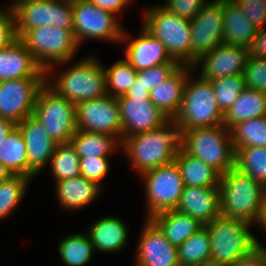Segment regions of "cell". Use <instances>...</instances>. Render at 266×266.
I'll return each mask as SVG.
<instances>
[{"instance_id": "cell-1", "label": "cell", "mask_w": 266, "mask_h": 266, "mask_svg": "<svg viewBox=\"0 0 266 266\" xmlns=\"http://www.w3.org/2000/svg\"><path fill=\"white\" fill-rule=\"evenodd\" d=\"M182 142L181 127L169 120L161 128L123 138L120 150L140 176L145 171L173 162L182 150Z\"/></svg>"}, {"instance_id": "cell-2", "label": "cell", "mask_w": 266, "mask_h": 266, "mask_svg": "<svg viewBox=\"0 0 266 266\" xmlns=\"http://www.w3.org/2000/svg\"><path fill=\"white\" fill-rule=\"evenodd\" d=\"M99 60L90 54L61 72L53 65L45 71V84L57 95L75 104L102 97L107 94L106 73L104 64Z\"/></svg>"}, {"instance_id": "cell-3", "label": "cell", "mask_w": 266, "mask_h": 266, "mask_svg": "<svg viewBox=\"0 0 266 266\" xmlns=\"http://www.w3.org/2000/svg\"><path fill=\"white\" fill-rule=\"evenodd\" d=\"M220 213L226 218L258 223L266 188L235 167L220 177Z\"/></svg>"}, {"instance_id": "cell-4", "label": "cell", "mask_w": 266, "mask_h": 266, "mask_svg": "<svg viewBox=\"0 0 266 266\" xmlns=\"http://www.w3.org/2000/svg\"><path fill=\"white\" fill-rule=\"evenodd\" d=\"M194 72L188 75L180 110L173 119L182 132L223 124L224 114L218 108L211 81L194 77Z\"/></svg>"}, {"instance_id": "cell-5", "label": "cell", "mask_w": 266, "mask_h": 266, "mask_svg": "<svg viewBox=\"0 0 266 266\" xmlns=\"http://www.w3.org/2000/svg\"><path fill=\"white\" fill-rule=\"evenodd\" d=\"M210 244V260L231 265L258 247L259 240L252 234V225L245 220L220 216L204 225Z\"/></svg>"}, {"instance_id": "cell-6", "label": "cell", "mask_w": 266, "mask_h": 266, "mask_svg": "<svg viewBox=\"0 0 266 266\" xmlns=\"http://www.w3.org/2000/svg\"><path fill=\"white\" fill-rule=\"evenodd\" d=\"M19 39L45 71L53 65L57 69L60 65L62 67L68 63L70 65L80 47L74 37L73 29L55 26L29 29Z\"/></svg>"}, {"instance_id": "cell-7", "label": "cell", "mask_w": 266, "mask_h": 266, "mask_svg": "<svg viewBox=\"0 0 266 266\" xmlns=\"http://www.w3.org/2000/svg\"><path fill=\"white\" fill-rule=\"evenodd\" d=\"M149 6L144 10L142 27L159 39L173 60L191 66L190 20L165 10L162 6Z\"/></svg>"}, {"instance_id": "cell-8", "label": "cell", "mask_w": 266, "mask_h": 266, "mask_svg": "<svg viewBox=\"0 0 266 266\" xmlns=\"http://www.w3.org/2000/svg\"><path fill=\"white\" fill-rule=\"evenodd\" d=\"M182 149L221 175L234 168L231 131L223 124L183 131Z\"/></svg>"}, {"instance_id": "cell-9", "label": "cell", "mask_w": 266, "mask_h": 266, "mask_svg": "<svg viewBox=\"0 0 266 266\" xmlns=\"http://www.w3.org/2000/svg\"><path fill=\"white\" fill-rule=\"evenodd\" d=\"M33 117L57 144L70 142L76 125V104L57 95L46 84L39 90Z\"/></svg>"}, {"instance_id": "cell-10", "label": "cell", "mask_w": 266, "mask_h": 266, "mask_svg": "<svg viewBox=\"0 0 266 266\" xmlns=\"http://www.w3.org/2000/svg\"><path fill=\"white\" fill-rule=\"evenodd\" d=\"M138 177L143 181L147 199L145 219L177 208L184 183L175 161L145 171Z\"/></svg>"}, {"instance_id": "cell-11", "label": "cell", "mask_w": 266, "mask_h": 266, "mask_svg": "<svg viewBox=\"0 0 266 266\" xmlns=\"http://www.w3.org/2000/svg\"><path fill=\"white\" fill-rule=\"evenodd\" d=\"M117 20L88 0L73 1V34L79 46L88 39L120 43L124 28Z\"/></svg>"}, {"instance_id": "cell-12", "label": "cell", "mask_w": 266, "mask_h": 266, "mask_svg": "<svg viewBox=\"0 0 266 266\" xmlns=\"http://www.w3.org/2000/svg\"><path fill=\"white\" fill-rule=\"evenodd\" d=\"M14 12L17 38L29 29L43 26L73 29L72 1L31 0L17 5Z\"/></svg>"}, {"instance_id": "cell-13", "label": "cell", "mask_w": 266, "mask_h": 266, "mask_svg": "<svg viewBox=\"0 0 266 266\" xmlns=\"http://www.w3.org/2000/svg\"><path fill=\"white\" fill-rule=\"evenodd\" d=\"M45 85V70L35 77L0 82V116L18 124L33 115L39 90Z\"/></svg>"}, {"instance_id": "cell-14", "label": "cell", "mask_w": 266, "mask_h": 266, "mask_svg": "<svg viewBox=\"0 0 266 266\" xmlns=\"http://www.w3.org/2000/svg\"><path fill=\"white\" fill-rule=\"evenodd\" d=\"M77 130L96 132L122 141L118 99L108 94L76 104Z\"/></svg>"}, {"instance_id": "cell-15", "label": "cell", "mask_w": 266, "mask_h": 266, "mask_svg": "<svg viewBox=\"0 0 266 266\" xmlns=\"http://www.w3.org/2000/svg\"><path fill=\"white\" fill-rule=\"evenodd\" d=\"M223 0H210L190 20L191 66L204 54L223 43Z\"/></svg>"}, {"instance_id": "cell-16", "label": "cell", "mask_w": 266, "mask_h": 266, "mask_svg": "<svg viewBox=\"0 0 266 266\" xmlns=\"http://www.w3.org/2000/svg\"><path fill=\"white\" fill-rule=\"evenodd\" d=\"M135 250V266H180L177 247L172 245L160 228L145 219Z\"/></svg>"}, {"instance_id": "cell-17", "label": "cell", "mask_w": 266, "mask_h": 266, "mask_svg": "<svg viewBox=\"0 0 266 266\" xmlns=\"http://www.w3.org/2000/svg\"><path fill=\"white\" fill-rule=\"evenodd\" d=\"M248 57V48L222 43L204 54L192 67L194 71L200 69L198 74L202 79L211 81L243 73Z\"/></svg>"}, {"instance_id": "cell-18", "label": "cell", "mask_w": 266, "mask_h": 266, "mask_svg": "<svg viewBox=\"0 0 266 266\" xmlns=\"http://www.w3.org/2000/svg\"><path fill=\"white\" fill-rule=\"evenodd\" d=\"M117 99L122 121V139L161 128L170 120L150 101V98Z\"/></svg>"}, {"instance_id": "cell-19", "label": "cell", "mask_w": 266, "mask_h": 266, "mask_svg": "<svg viewBox=\"0 0 266 266\" xmlns=\"http://www.w3.org/2000/svg\"><path fill=\"white\" fill-rule=\"evenodd\" d=\"M139 36L132 39L125 28L120 44L126 42L125 60H127L136 71L152 68L165 63H179L173 60L165 45L156 37L152 36L143 27L140 28ZM131 37V38H128Z\"/></svg>"}, {"instance_id": "cell-20", "label": "cell", "mask_w": 266, "mask_h": 266, "mask_svg": "<svg viewBox=\"0 0 266 266\" xmlns=\"http://www.w3.org/2000/svg\"><path fill=\"white\" fill-rule=\"evenodd\" d=\"M22 132L27 147L29 178L34 180L47 166L57 143H55L45 131V128L29 116L17 124Z\"/></svg>"}, {"instance_id": "cell-21", "label": "cell", "mask_w": 266, "mask_h": 266, "mask_svg": "<svg viewBox=\"0 0 266 266\" xmlns=\"http://www.w3.org/2000/svg\"><path fill=\"white\" fill-rule=\"evenodd\" d=\"M177 211L205 225L221 216L219 187L184 186Z\"/></svg>"}, {"instance_id": "cell-22", "label": "cell", "mask_w": 266, "mask_h": 266, "mask_svg": "<svg viewBox=\"0 0 266 266\" xmlns=\"http://www.w3.org/2000/svg\"><path fill=\"white\" fill-rule=\"evenodd\" d=\"M126 222L117 216L107 215L95 219L86 232L88 233L95 252L117 253L128 244L129 230Z\"/></svg>"}, {"instance_id": "cell-23", "label": "cell", "mask_w": 266, "mask_h": 266, "mask_svg": "<svg viewBox=\"0 0 266 266\" xmlns=\"http://www.w3.org/2000/svg\"><path fill=\"white\" fill-rule=\"evenodd\" d=\"M41 70L42 68L19 38L0 49V82L32 78Z\"/></svg>"}, {"instance_id": "cell-24", "label": "cell", "mask_w": 266, "mask_h": 266, "mask_svg": "<svg viewBox=\"0 0 266 266\" xmlns=\"http://www.w3.org/2000/svg\"><path fill=\"white\" fill-rule=\"evenodd\" d=\"M192 66L182 65L171 77L150 91V101L170 120L178 114Z\"/></svg>"}, {"instance_id": "cell-25", "label": "cell", "mask_w": 266, "mask_h": 266, "mask_svg": "<svg viewBox=\"0 0 266 266\" xmlns=\"http://www.w3.org/2000/svg\"><path fill=\"white\" fill-rule=\"evenodd\" d=\"M55 194L60 207L65 210L76 211L91 205L103 190L95 182L83 176L55 182Z\"/></svg>"}, {"instance_id": "cell-26", "label": "cell", "mask_w": 266, "mask_h": 266, "mask_svg": "<svg viewBox=\"0 0 266 266\" xmlns=\"http://www.w3.org/2000/svg\"><path fill=\"white\" fill-rule=\"evenodd\" d=\"M223 43L248 48L258 28L233 0H223Z\"/></svg>"}, {"instance_id": "cell-27", "label": "cell", "mask_w": 266, "mask_h": 266, "mask_svg": "<svg viewBox=\"0 0 266 266\" xmlns=\"http://www.w3.org/2000/svg\"><path fill=\"white\" fill-rule=\"evenodd\" d=\"M174 246H180L204 225L197 219L175 210L164 211L150 218Z\"/></svg>"}, {"instance_id": "cell-28", "label": "cell", "mask_w": 266, "mask_h": 266, "mask_svg": "<svg viewBox=\"0 0 266 266\" xmlns=\"http://www.w3.org/2000/svg\"><path fill=\"white\" fill-rule=\"evenodd\" d=\"M174 161L180 170L184 186L219 187L221 174L183 149L176 155Z\"/></svg>"}, {"instance_id": "cell-29", "label": "cell", "mask_w": 266, "mask_h": 266, "mask_svg": "<svg viewBox=\"0 0 266 266\" xmlns=\"http://www.w3.org/2000/svg\"><path fill=\"white\" fill-rule=\"evenodd\" d=\"M266 116V93L245 88L224 114L223 125L231 129L237 123Z\"/></svg>"}, {"instance_id": "cell-30", "label": "cell", "mask_w": 266, "mask_h": 266, "mask_svg": "<svg viewBox=\"0 0 266 266\" xmlns=\"http://www.w3.org/2000/svg\"><path fill=\"white\" fill-rule=\"evenodd\" d=\"M0 162L13 174L29 177L25 140L15 125L0 144Z\"/></svg>"}, {"instance_id": "cell-31", "label": "cell", "mask_w": 266, "mask_h": 266, "mask_svg": "<svg viewBox=\"0 0 266 266\" xmlns=\"http://www.w3.org/2000/svg\"><path fill=\"white\" fill-rule=\"evenodd\" d=\"M70 142L79 158L109 157L116 149H121V142L112 135L82 130H76Z\"/></svg>"}, {"instance_id": "cell-32", "label": "cell", "mask_w": 266, "mask_h": 266, "mask_svg": "<svg viewBox=\"0 0 266 266\" xmlns=\"http://www.w3.org/2000/svg\"><path fill=\"white\" fill-rule=\"evenodd\" d=\"M60 259L65 266H86L95 255L94 246L86 231L67 234L58 246Z\"/></svg>"}, {"instance_id": "cell-33", "label": "cell", "mask_w": 266, "mask_h": 266, "mask_svg": "<svg viewBox=\"0 0 266 266\" xmlns=\"http://www.w3.org/2000/svg\"><path fill=\"white\" fill-rule=\"evenodd\" d=\"M180 266H200L211 258V244L207 228L203 226L177 247Z\"/></svg>"}, {"instance_id": "cell-34", "label": "cell", "mask_w": 266, "mask_h": 266, "mask_svg": "<svg viewBox=\"0 0 266 266\" xmlns=\"http://www.w3.org/2000/svg\"><path fill=\"white\" fill-rule=\"evenodd\" d=\"M234 151V167L266 188V147H241Z\"/></svg>"}, {"instance_id": "cell-35", "label": "cell", "mask_w": 266, "mask_h": 266, "mask_svg": "<svg viewBox=\"0 0 266 266\" xmlns=\"http://www.w3.org/2000/svg\"><path fill=\"white\" fill-rule=\"evenodd\" d=\"M48 167L54 182L81 175L80 158L71 142L57 144Z\"/></svg>"}, {"instance_id": "cell-36", "label": "cell", "mask_w": 266, "mask_h": 266, "mask_svg": "<svg viewBox=\"0 0 266 266\" xmlns=\"http://www.w3.org/2000/svg\"><path fill=\"white\" fill-rule=\"evenodd\" d=\"M230 131L233 148L266 147V116L241 121Z\"/></svg>"}, {"instance_id": "cell-37", "label": "cell", "mask_w": 266, "mask_h": 266, "mask_svg": "<svg viewBox=\"0 0 266 266\" xmlns=\"http://www.w3.org/2000/svg\"><path fill=\"white\" fill-rule=\"evenodd\" d=\"M32 180L23 175H12L0 183V220L16 211L27 194L28 185Z\"/></svg>"}, {"instance_id": "cell-38", "label": "cell", "mask_w": 266, "mask_h": 266, "mask_svg": "<svg viewBox=\"0 0 266 266\" xmlns=\"http://www.w3.org/2000/svg\"><path fill=\"white\" fill-rule=\"evenodd\" d=\"M104 69L107 94L114 98L124 96L137 77V71L123 58L115 61L110 67L104 65Z\"/></svg>"}, {"instance_id": "cell-39", "label": "cell", "mask_w": 266, "mask_h": 266, "mask_svg": "<svg viewBox=\"0 0 266 266\" xmlns=\"http://www.w3.org/2000/svg\"><path fill=\"white\" fill-rule=\"evenodd\" d=\"M218 108L225 114L246 88L243 73L211 80Z\"/></svg>"}, {"instance_id": "cell-40", "label": "cell", "mask_w": 266, "mask_h": 266, "mask_svg": "<svg viewBox=\"0 0 266 266\" xmlns=\"http://www.w3.org/2000/svg\"><path fill=\"white\" fill-rule=\"evenodd\" d=\"M243 77L247 88L266 93V58L248 57Z\"/></svg>"}, {"instance_id": "cell-41", "label": "cell", "mask_w": 266, "mask_h": 266, "mask_svg": "<svg viewBox=\"0 0 266 266\" xmlns=\"http://www.w3.org/2000/svg\"><path fill=\"white\" fill-rule=\"evenodd\" d=\"M109 157H85L80 158V171L81 176L95 182L102 189L105 187L102 180L109 173L110 161Z\"/></svg>"}, {"instance_id": "cell-42", "label": "cell", "mask_w": 266, "mask_h": 266, "mask_svg": "<svg viewBox=\"0 0 266 266\" xmlns=\"http://www.w3.org/2000/svg\"><path fill=\"white\" fill-rule=\"evenodd\" d=\"M182 65L180 63H165L152 68L137 71V81L146 87L150 92L155 86L159 85L171 77Z\"/></svg>"}, {"instance_id": "cell-43", "label": "cell", "mask_w": 266, "mask_h": 266, "mask_svg": "<svg viewBox=\"0 0 266 266\" xmlns=\"http://www.w3.org/2000/svg\"><path fill=\"white\" fill-rule=\"evenodd\" d=\"M210 0H165L159 4L168 12L186 19H193Z\"/></svg>"}, {"instance_id": "cell-44", "label": "cell", "mask_w": 266, "mask_h": 266, "mask_svg": "<svg viewBox=\"0 0 266 266\" xmlns=\"http://www.w3.org/2000/svg\"><path fill=\"white\" fill-rule=\"evenodd\" d=\"M258 28L266 27V0H233Z\"/></svg>"}, {"instance_id": "cell-45", "label": "cell", "mask_w": 266, "mask_h": 266, "mask_svg": "<svg viewBox=\"0 0 266 266\" xmlns=\"http://www.w3.org/2000/svg\"><path fill=\"white\" fill-rule=\"evenodd\" d=\"M0 7V49L11 44L16 38L15 12L8 6Z\"/></svg>"}, {"instance_id": "cell-46", "label": "cell", "mask_w": 266, "mask_h": 266, "mask_svg": "<svg viewBox=\"0 0 266 266\" xmlns=\"http://www.w3.org/2000/svg\"><path fill=\"white\" fill-rule=\"evenodd\" d=\"M248 56L266 58V27L257 30L248 47Z\"/></svg>"}, {"instance_id": "cell-47", "label": "cell", "mask_w": 266, "mask_h": 266, "mask_svg": "<svg viewBox=\"0 0 266 266\" xmlns=\"http://www.w3.org/2000/svg\"><path fill=\"white\" fill-rule=\"evenodd\" d=\"M229 266H266V256L258 246L250 254Z\"/></svg>"}, {"instance_id": "cell-48", "label": "cell", "mask_w": 266, "mask_h": 266, "mask_svg": "<svg viewBox=\"0 0 266 266\" xmlns=\"http://www.w3.org/2000/svg\"><path fill=\"white\" fill-rule=\"evenodd\" d=\"M101 9L112 12L115 15H121L124 9L131 4L133 0H88Z\"/></svg>"}, {"instance_id": "cell-49", "label": "cell", "mask_w": 266, "mask_h": 266, "mask_svg": "<svg viewBox=\"0 0 266 266\" xmlns=\"http://www.w3.org/2000/svg\"><path fill=\"white\" fill-rule=\"evenodd\" d=\"M118 98H150V92L141 83V81H134L133 85L129 88L124 96Z\"/></svg>"}, {"instance_id": "cell-50", "label": "cell", "mask_w": 266, "mask_h": 266, "mask_svg": "<svg viewBox=\"0 0 266 266\" xmlns=\"http://www.w3.org/2000/svg\"><path fill=\"white\" fill-rule=\"evenodd\" d=\"M15 125L10 120L0 116V144Z\"/></svg>"}, {"instance_id": "cell-51", "label": "cell", "mask_w": 266, "mask_h": 266, "mask_svg": "<svg viewBox=\"0 0 266 266\" xmlns=\"http://www.w3.org/2000/svg\"><path fill=\"white\" fill-rule=\"evenodd\" d=\"M257 224L259 225V227L261 226V229H264V231L266 232V195L262 206V213Z\"/></svg>"}, {"instance_id": "cell-52", "label": "cell", "mask_w": 266, "mask_h": 266, "mask_svg": "<svg viewBox=\"0 0 266 266\" xmlns=\"http://www.w3.org/2000/svg\"><path fill=\"white\" fill-rule=\"evenodd\" d=\"M13 174L0 162V183L9 179Z\"/></svg>"}, {"instance_id": "cell-53", "label": "cell", "mask_w": 266, "mask_h": 266, "mask_svg": "<svg viewBox=\"0 0 266 266\" xmlns=\"http://www.w3.org/2000/svg\"><path fill=\"white\" fill-rule=\"evenodd\" d=\"M200 266H229V265L221 263V262L208 260V261L204 262L203 264H201Z\"/></svg>"}, {"instance_id": "cell-54", "label": "cell", "mask_w": 266, "mask_h": 266, "mask_svg": "<svg viewBox=\"0 0 266 266\" xmlns=\"http://www.w3.org/2000/svg\"><path fill=\"white\" fill-rule=\"evenodd\" d=\"M27 1H31V0H12L10 2V4H8V7H10L11 9H14L20 3H24V2H27Z\"/></svg>"}, {"instance_id": "cell-55", "label": "cell", "mask_w": 266, "mask_h": 266, "mask_svg": "<svg viewBox=\"0 0 266 266\" xmlns=\"http://www.w3.org/2000/svg\"><path fill=\"white\" fill-rule=\"evenodd\" d=\"M262 244H263L262 242H258V246L261 248V250L265 253L266 256V246Z\"/></svg>"}]
</instances>
